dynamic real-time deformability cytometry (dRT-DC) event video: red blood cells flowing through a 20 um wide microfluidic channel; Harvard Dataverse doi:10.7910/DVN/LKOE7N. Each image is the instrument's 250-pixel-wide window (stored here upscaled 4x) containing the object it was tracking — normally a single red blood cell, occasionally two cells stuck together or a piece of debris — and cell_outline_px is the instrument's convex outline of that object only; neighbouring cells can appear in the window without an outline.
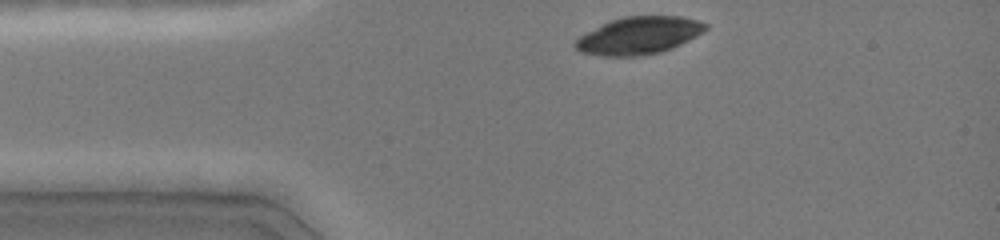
{"species": "common noctule bat (a hibernating species)", "species_latin": "Nyctalus noctula", "temperature_condition": "cold", "stored_images_in_passage": 28, "camera_frame_rate_fps": 3000, "um_per_image_px": 0.085, "animal": {"sex": "female", "body_mass_g": 19.0, "forearm_length_mm": 51.5}, "frame": {"image": 1, "passage_image": 1, "time_ms": 0.0, "image_size_px": [1000, 240], "cell_outline_px": [[708, 28], [696, 36], [672, 48], [660, 52], [644, 56], [600, 56], [580, 52], [572, 44], [580, 36], [608, 20], [624, 16], [680, 16], [700, 20], [708, 24]], "centroid_in_image_um": [54.29, 3.02], "position_along_channel_um": 30.7, "area_um2": 28.61}}
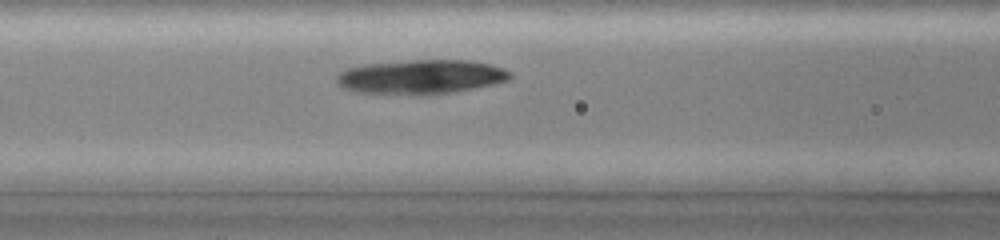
{"frame": {"image": 2, "passage_image": 11, "time_ms": 3.333, "image_size_px": [1000, 240], "cell_outline_px": [[512, 76], [508, 80], [492, 84], [452, 92], [428, 96], [416, 96], [352, 92], [344, 88], [336, 80], [336, 76], [340, 72], [348, 68], [364, 64], [408, 60], [472, 60], [492, 64], [504, 68], [512, 72]], "centroid_in_image_um": [35.78, 6.54], "position_along_channel_um": 130.8, "area_um2": 35.32}}
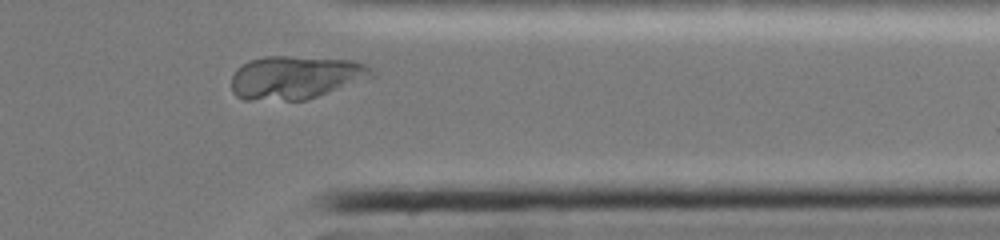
{"frame": {"image": 3, "passage_image": 26, "time_ms": 8.333, "image_size_px": [1000, 240], "cell_outline_px": [[376, 76], [304, 100], [244, 100], [236, 96], [232, 92], [232, 76], [236, 68], [248, 60], [264, 56], [288, 56], [352, 60], [364, 64], [372, 68], [376, 72]], "centroid_in_image_um": [25.09, 6.57], "position_along_channel_um": 386.3, "area_um2": 35.43}}